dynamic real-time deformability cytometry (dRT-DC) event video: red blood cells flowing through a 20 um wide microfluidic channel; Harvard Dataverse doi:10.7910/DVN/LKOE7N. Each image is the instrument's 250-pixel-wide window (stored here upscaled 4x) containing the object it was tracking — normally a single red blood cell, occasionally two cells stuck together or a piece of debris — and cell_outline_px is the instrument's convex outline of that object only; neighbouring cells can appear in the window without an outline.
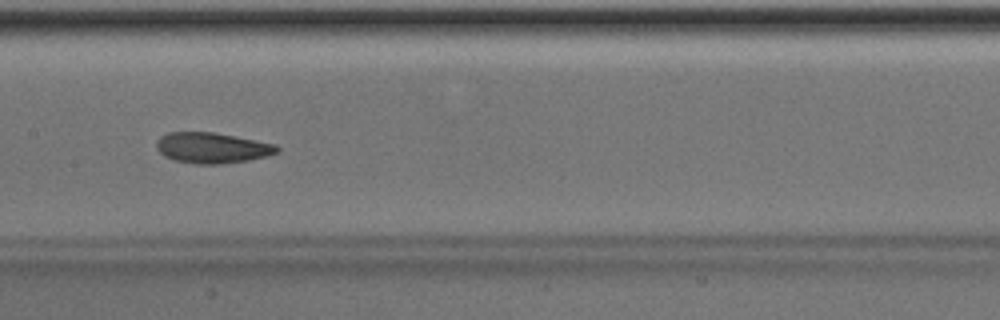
{"species": "Egyptian fruit bat (a non-hibernating species)", "species_latin": "Rousettus aegyptiacus", "temperature_condition": "room temperature", "stored_images_in_passage": 36, "camera_frame_rate_fps": 3000, "um_per_image_px": 0.085, "animal": {"sex": "male"}, "frame": {"image": 1, "passage_image": 11, "time_ms": 3.333, "image_size_px": [1000, 320], "cell_outline_px": [[280, 152], [268, 156], [248, 160], [220, 164], [196, 164], [172, 160], [164, 156], [156, 148], [156, 140], [160, 136], [168, 132], [212, 132], [236, 136], [276, 144], [280, 148]], "centroid_in_image_um": [18.03, 12.57], "position_along_channel_um": 189.4, "area_um2": 21.79}}
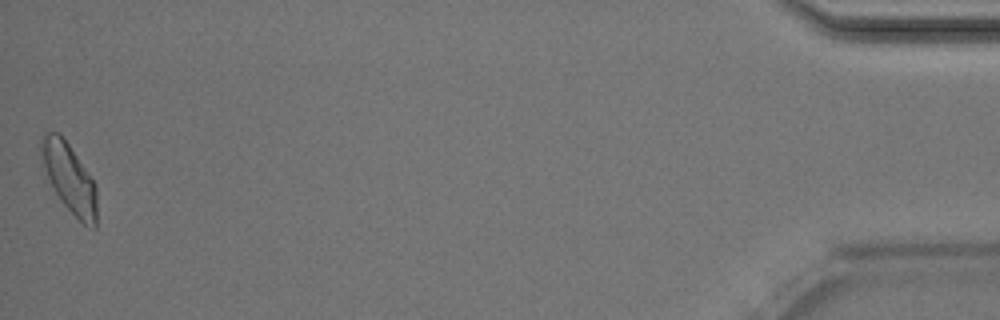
{"frame": {"image": 2, "passage_image": 36, "time_ms": 11.667, "image_size_px": [1000, 320], "cell_outline_px": [[96, 228], [92, 228], [84, 224], [60, 200], [48, 176], [40, 152], [40, 140], [44, 132], [60, 132], [96, 184]], "centroid_in_image_um": [5.9, 15.1], "position_along_channel_um": 429.3, "area_um2": 21.91}, "authors_computed_cell_mechanics": {"area_um2": 21.2704, "velocity_mm_per_s": 3.9987, "shape_relaxation_time_tau1_ms": 6.2823, "shape_relaxation_time_tau2_ms": 4.345, "deformation_change_tau1": 0.1518, "deformation_change_tau2": 0.107}}